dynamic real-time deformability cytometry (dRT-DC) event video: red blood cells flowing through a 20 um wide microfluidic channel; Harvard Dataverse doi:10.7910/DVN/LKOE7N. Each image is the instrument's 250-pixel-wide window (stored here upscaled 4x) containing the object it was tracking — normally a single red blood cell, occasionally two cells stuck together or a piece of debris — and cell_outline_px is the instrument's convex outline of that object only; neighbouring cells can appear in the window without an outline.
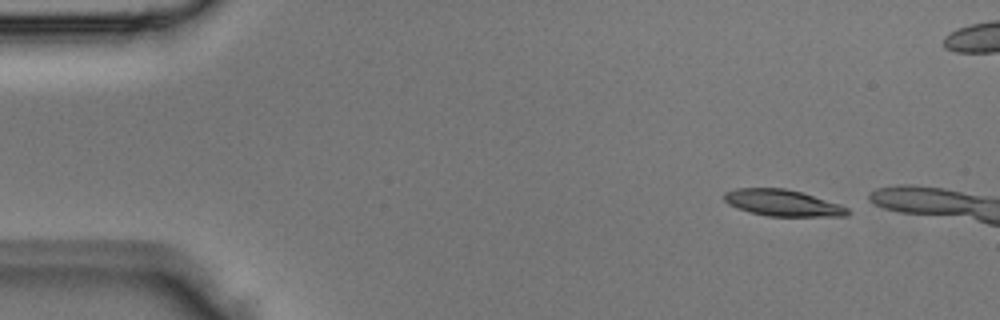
{"species": "Egyptian fruit bat (a non-hibernating species)", "species_latin": "Rousettus aegyptiacus", "temperature_condition": "room temperature", "stored_images_in_passage": 3, "camera_frame_rate_fps": 3000, "um_per_image_px": 0.085, "animal": {"sex": "male"}, "frame": {"image": 1, "passage_image": 1, "time_ms": 0.0, "image_size_px": [1000, 320], "cell_outline_px": [[852, 212], [848, 216], [768, 216], [748, 212], [736, 208], [728, 204], [724, 200], [724, 192], [736, 188], [784, 188], [800, 192], [840, 204], [848, 208]], "centroid_in_image_um": [66.51, 17.25], "position_along_channel_um": 18.5, "area_um2": 19.07}}